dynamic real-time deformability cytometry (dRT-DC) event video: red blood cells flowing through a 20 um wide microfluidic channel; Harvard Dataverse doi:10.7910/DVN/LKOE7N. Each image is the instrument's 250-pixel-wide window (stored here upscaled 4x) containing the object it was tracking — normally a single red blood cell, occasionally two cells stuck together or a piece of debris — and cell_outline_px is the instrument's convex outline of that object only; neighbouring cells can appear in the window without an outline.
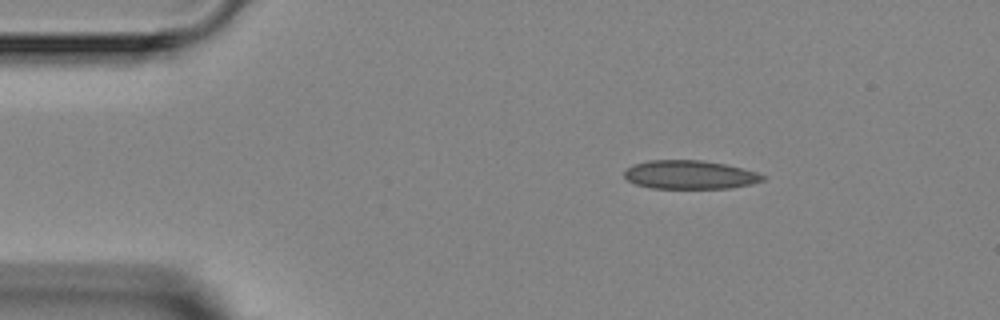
{"species": "Egyptian fruit bat (a non-hibernating species)", "species_latin": "Rousettus aegyptiacus", "temperature_condition": "room temperature", "stored_images_in_passage": 6, "camera_frame_rate_fps": 3000, "um_per_image_px": 0.085, "animal": {"sex": "female"}, "frame": {"image": 1, "passage_image": 1, "time_ms": 0.0, "image_size_px": [1000, 320], "cell_outline_px": [[764, 180], [752, 184], [732, 188], [652, 188], [636, 184], [628, 180], [624, 176], [624, 172], [632, 164], [648, 160], [700, 160], [724, 164], [756, 172], [764, 176]], "centroid_in_image_um": [58.61, 14.85], "position_along_channel_um": 26.4, "area_um2": 22.95}}
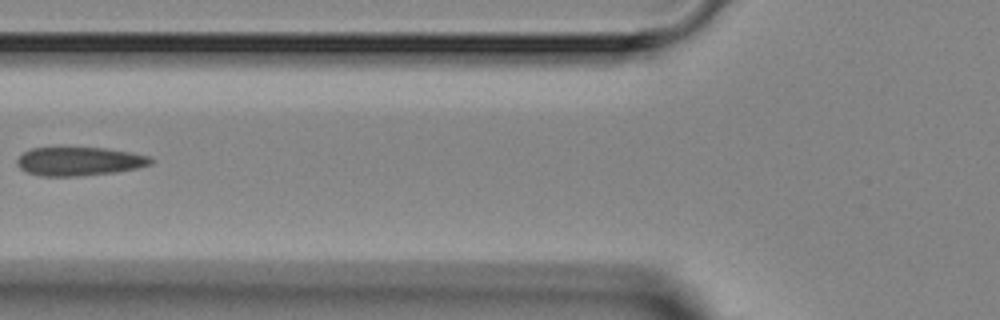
{"frame": {"image": 2, "passage_image": 4, "time_ms": 3.667, "image_size_px": [1000, 320], "cell_outline_px": [[152, 164], [136, 168], [116, 172], [76, 176], [40, 176], [28, 172], [20, 168], [16, 164], [16, 160], [24, 152], [32, 148], [104, 148], [128, 152], [148, 156], [152, 160]], "centroid_in_image_um": [6.71, 13.72], "position_along_channel_um": 119.1, "area_um2": 22.02}}
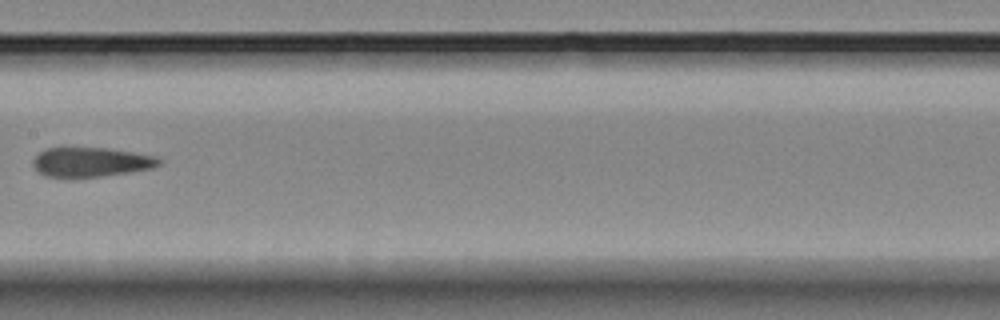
{"frame": {"image": 3, "passage_image": 6, "time_ms": 5.667, "image_size_px": [1000, 320], "cell_outline_px": [[164, 160], [160, 164], [152, 168], [132, 172], [104, 176], [72, 180], [44, 176], [32, 168], [32, 160], [40, 152], [48, 148], [108, 148], [156, 156]], "centroid_in_image_um": [7.7, 13.82], "position_along_channel_um": 199.7, "area_um2": 22.43}}